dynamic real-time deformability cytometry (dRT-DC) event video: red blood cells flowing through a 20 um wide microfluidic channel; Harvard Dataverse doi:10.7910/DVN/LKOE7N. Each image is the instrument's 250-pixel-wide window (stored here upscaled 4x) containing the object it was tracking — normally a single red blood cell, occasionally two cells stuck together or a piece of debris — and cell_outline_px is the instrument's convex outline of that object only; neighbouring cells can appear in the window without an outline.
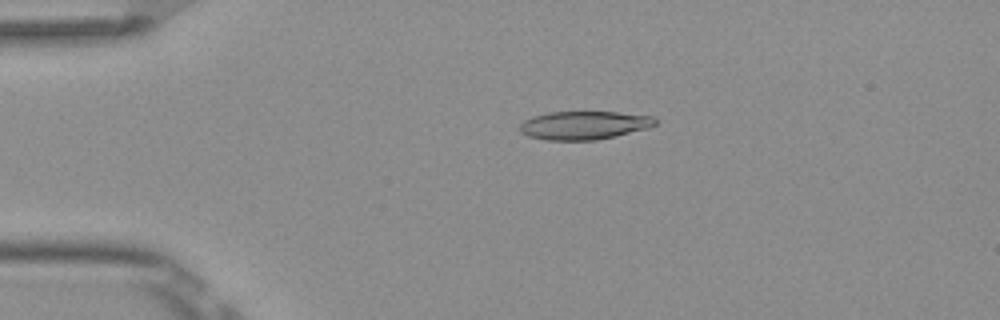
{"species": "Egyptian fruit bat (a non-hibernating species)", "species_latin": "Rousettus aegyptiacus", "temperature_condition": "room temperature", "stored_images_in_passage": 9, "camera_frame_rate_fps": 3000, "um_per_image_px": 0.085, "frame": {"image": 1, "passage_image": 6, "time_ms": 1.667, "image_size_px": [1000, 320], "cell_outline_px": [[656, 124], [648, 128], [616, 136], [596, 140], [544, 140], [528, 136], [520, 132], [520, 124], [524, 120], [532, 116], [548, 112], [616, 112], [652, 116], [656, 120]], "centroid_in_image_um": [49.62, 10.65], "position_along_channel_um": 35.4, "area_um2": 22.43}}